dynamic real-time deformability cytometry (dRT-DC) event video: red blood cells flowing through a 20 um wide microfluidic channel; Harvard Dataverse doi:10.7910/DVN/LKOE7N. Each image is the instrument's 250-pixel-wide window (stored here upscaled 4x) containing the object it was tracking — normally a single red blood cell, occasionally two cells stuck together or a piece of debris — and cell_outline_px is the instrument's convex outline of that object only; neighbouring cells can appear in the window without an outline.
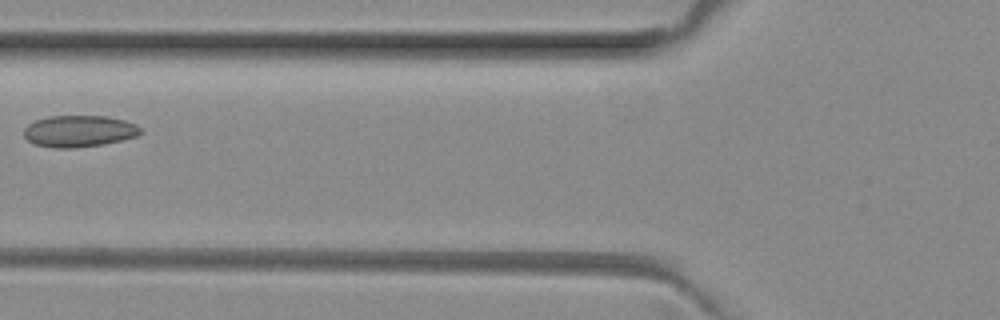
{"species": "common noctule bat (a hibernating species)", "species_latin": "Nyctalus noctula", "temperature_condition": "room temperature", "stored_images_in_passage": 4, "camera_frame_rate_fps": 3000, "um_per_image_px": 0.085, "animal": {"sex": "female", "body_mass_g": 29.2, "forearm_length_mm": 56.3}, "frame": {"image": 1, "passage_image": 3, "time_ms": 0.667, "image_size_px": [1000, 320], "cell_outline_px": [[140, 132], [136, 136], [104, 144], [76, 148], [56, 148], [36, 144], [28, 140], [24, 136], [24, 128], [28, 124], [36, 120], [48, 116], [108, 116], [124, 120], [136, 124], [140, 128]], "centroid_in_image_um": [6.7, 11.14], "position_along_channel_um": 119.1, "area_um2": 21.39}}
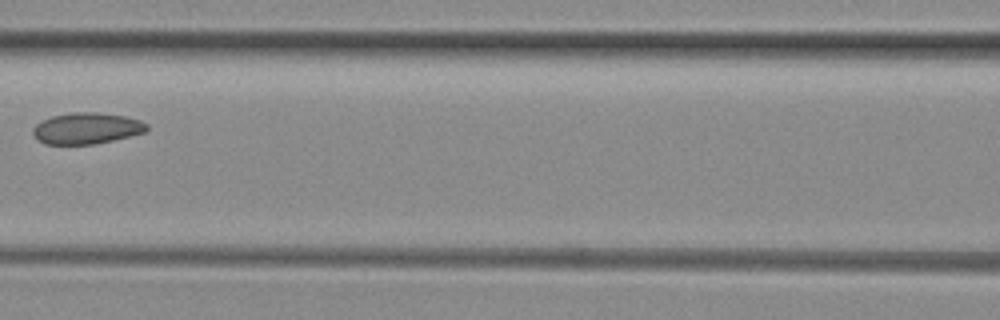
{"frame": {"image": 2, "passage_image": 4, "time_ms": 1.0, "image_size_px": [1000, 320], "cell_outline_px": [[148, 128], [144, 132], [112, 140], [92, 144], [44, 144], [36, 140], [32, 132], [32, 128], [36, 124], [52, 116], [68, 112], [96, 112], [124, 116], [140, 120], [148, 124]], "centroid_in_image_um": [7.32, 10.9], "position_along_channel_um": 159.3, "area_um2": 20.69}}